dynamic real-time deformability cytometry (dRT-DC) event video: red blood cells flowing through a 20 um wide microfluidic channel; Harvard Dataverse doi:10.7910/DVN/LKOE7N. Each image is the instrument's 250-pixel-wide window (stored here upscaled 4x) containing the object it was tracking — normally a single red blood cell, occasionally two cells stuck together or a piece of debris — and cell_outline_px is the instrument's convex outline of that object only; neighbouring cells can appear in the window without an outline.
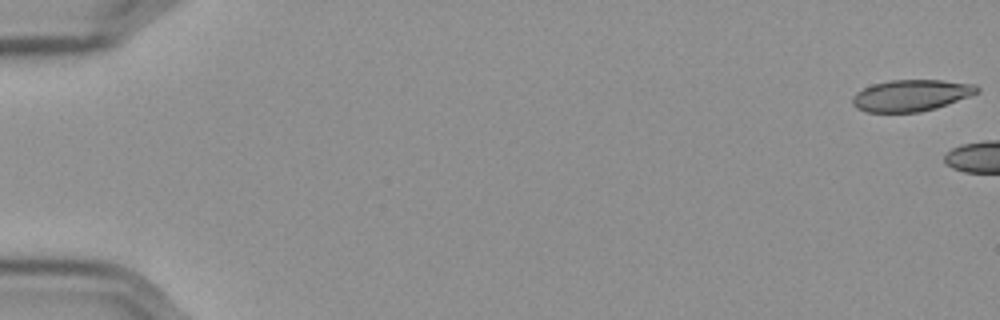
{"species": "Egyptian fruit bat (a non-hibernating species)", "species_latin": "Rousettus aegyptiacus", "temperature_condition": "cold", "stored_images_in_passage": 4, "camera_frame_rate_fps": 3000, "um_per_image_px": 0.085, "frame": {"image": 1, "passage_image": 1, "time_ms": 0.0, "image_size_px": [1000, 320], "cell_outline_px": [[980, 92], [936, 108], [920, 112], [868, 112], [856, 108], [852, 104], [852, 96], [856, 92], [872, 84], [892, 80], [944, 80], [976, 84], [980, 88]], "centroid_in_image_um": [77.45, 8.1], "position_along_channel_um": 7.5, "area_um2": 22.95}}